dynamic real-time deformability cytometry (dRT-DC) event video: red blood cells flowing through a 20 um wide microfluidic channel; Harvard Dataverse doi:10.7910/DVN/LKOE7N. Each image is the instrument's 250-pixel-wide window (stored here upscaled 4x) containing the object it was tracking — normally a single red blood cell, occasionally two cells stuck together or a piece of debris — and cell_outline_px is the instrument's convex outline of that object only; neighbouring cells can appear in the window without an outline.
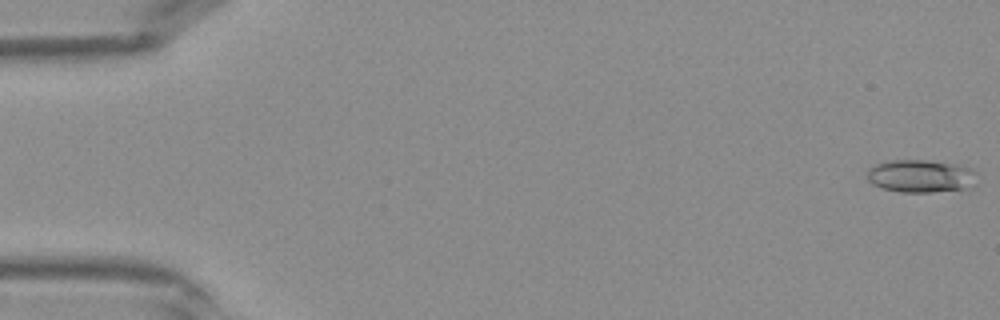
{"species": "Egyptian fruit bat (a non-hibernating species)", "species_latin": "Rousettus aegyptiacus", "temperature_condition": "warm", "stored_images_in_passage": 41, "camera_frame_rate_fps": 3000, "um_per_image_px": 0.085, "frame": {"image": 1, "passage_image": 1, "time_ms": 0.0, "image_size_px": [1000, 320], "cell_outline_px": [[976, 184], [968, 188], [932, 192], [900, 192], [884, 188], [872, 184], [868, 180], [868, 168], [876, 164], [888, 160], [924, 160], [960, 164], [972, 168], [976, 172]], "centroid_in_image_um": [78.3, 14.96], "position_along_channel_um": 6.7, "area_um2": 21.21}}
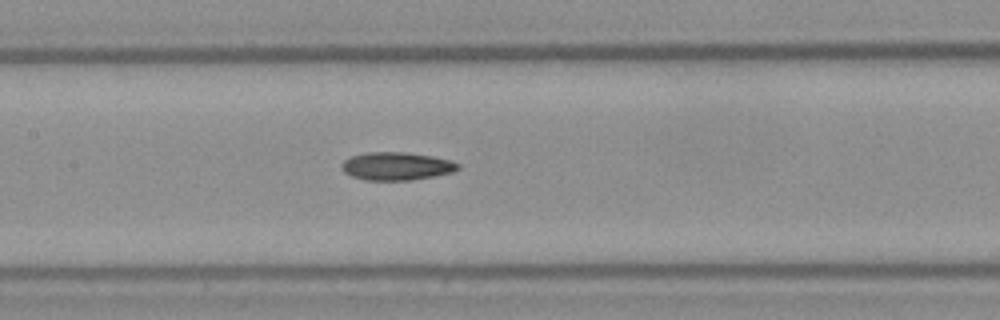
{"frame": {"image": 2, "passage_image": 20, "time_ms": 6.333, "image_size_px": [1000, 320], "cell_outline_px": [[460, 168], [452, 172], [412, 180], [368, 180], [352, 176], [344, 172], [340, 164], [344, 160], [352, 156], [368, 152], [404, 152], [432, 156], [448, 160], [460, 164]], "centroid_in_image_um": [33.69, 14.12], "position_along_channel_um": 173.7, "area_um2": 18.79}}
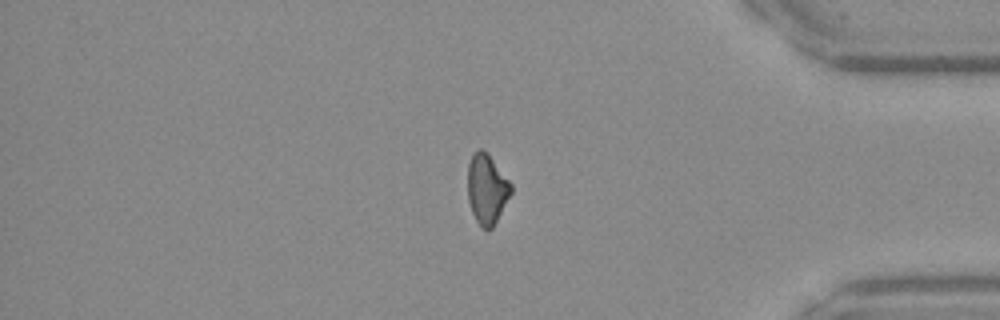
{"frame": {"image": 3, "passage_image": 35, "time_ms": 11.333, "image_size_px": [1000, 320], "cell_outline_px": [[512, 192], [492, 228], [488, 232], [476, 220], [472, 212], [468, 200], [468, 164], [472, 152], [480, 148], [492, 160], [512, 184]], "centroid_in_image_um": [41.37, 16.08], "position_along_channel_um": 393.8, "area_um2": 17.34}}